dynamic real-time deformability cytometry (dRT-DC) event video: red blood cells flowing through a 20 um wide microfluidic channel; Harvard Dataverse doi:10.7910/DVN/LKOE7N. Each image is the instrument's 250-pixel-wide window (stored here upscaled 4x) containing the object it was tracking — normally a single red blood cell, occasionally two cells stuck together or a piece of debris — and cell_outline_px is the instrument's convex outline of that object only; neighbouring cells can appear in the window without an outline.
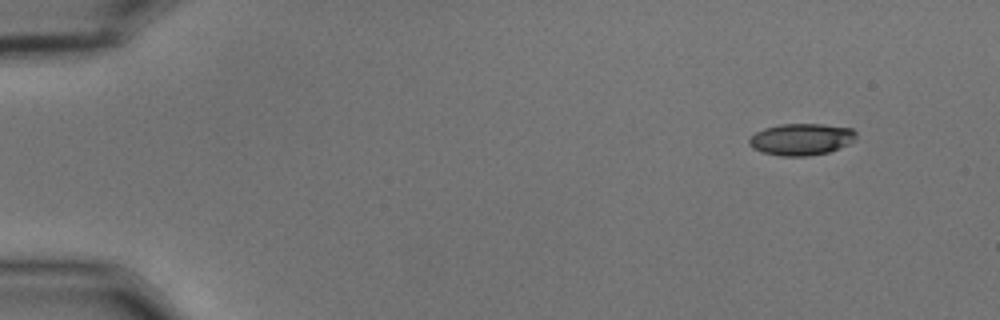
{"species": "common noctule bat (a hibernating species)", "species_latin": "Nyctalus noctula", "temperature_condition": "cold", "stored_images_in_passage": 11, "camera_frame_rate_fps": 3000, "um_per_image_px": 0.085, "animal": {"sex": "male", "body_mass_g": 15.6}, "frame": {"image": 1, "passage_image": 1, "time_ms": 0.0, "image_size_px": [1000, 320], "cell_outline_px": [[856, 140], [840, 148], [828, 152], [808, 156], [780, 156], [764, 152], [752, 148], [748, 144], [748, 140], [756, 132], [764, 128], [780, 124], [820, 124], [852, 128], [856, 132]], "centroid_in_image_um": [68.12, 11.84], "position_along_channel_um": 16.9, "area_um2": 19.83}}